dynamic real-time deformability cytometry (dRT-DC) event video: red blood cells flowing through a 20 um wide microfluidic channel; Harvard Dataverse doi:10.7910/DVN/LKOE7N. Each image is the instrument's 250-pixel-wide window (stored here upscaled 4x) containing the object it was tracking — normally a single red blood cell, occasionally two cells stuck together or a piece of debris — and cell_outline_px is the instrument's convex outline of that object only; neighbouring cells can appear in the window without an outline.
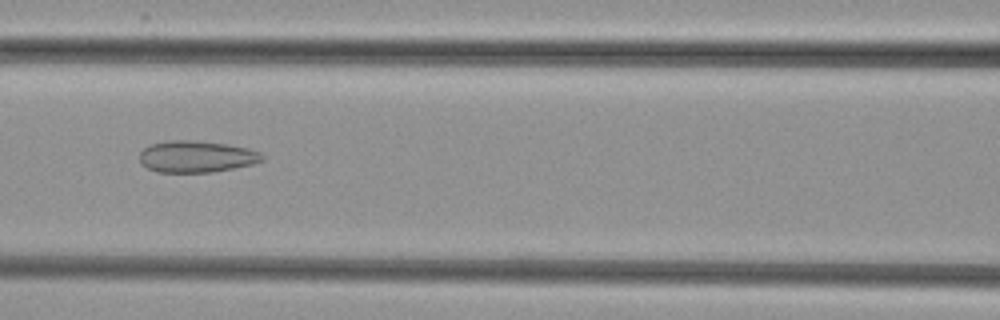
{"species": "common noctule bat (a hibernating species)", "species_latin": "Nyctalus noctula", "temperature_condition": "cold", "stored_images_in_passage": 48, "camera_frame_rate_fps": 3000, "um_per_image_px": 0.085, "animal": {"sex": "female", "body_mass_g": 29.2, "forearm_length_mm": 56.3}, "frame": {"image": 1, "passage_image": 19, "time_ms": 6.0, "image_size_px": [1000, 320], "cell_outline_px": [[264, 160], [252, 164], [212, 172], [156, 172], [140, 164], [140, 152], [148, 144], [168, 140], [196, 140], [228, 144], [248, 148], [260, 152], [264, 156]], "centroid_in_image_um": [16.67, 13.3], "position_along_channel_um": 149.9, "area_um2": 22.83}}
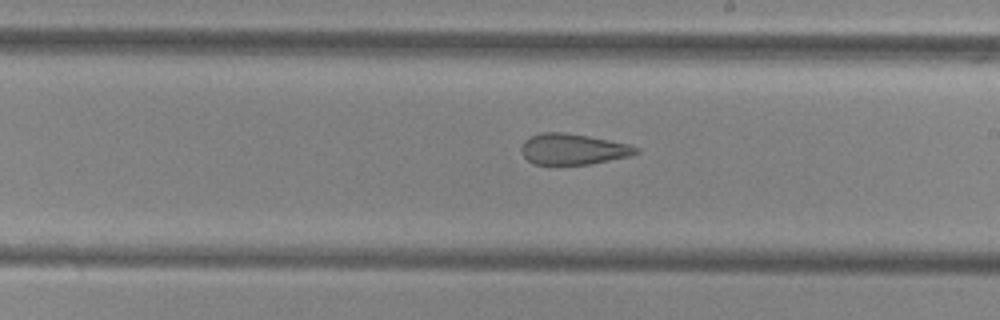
{"frame": {"image": 2, "passage_image": 26, "time_ms": 8.333, "image_size_px": [1000, 320], "cell_outline_px": [[640, 152], [628, 156], [592, 164], [532, 164], [520, 152], [520, 148], [524, 140], [528, 136], [540, 132], [564, 132], [588, 136], [628, 144], [640, 148]], "centroid_in_image_um": [48.66, 12.67], "position_along_channel_um": 240.3, "area_um2": 20.75}}
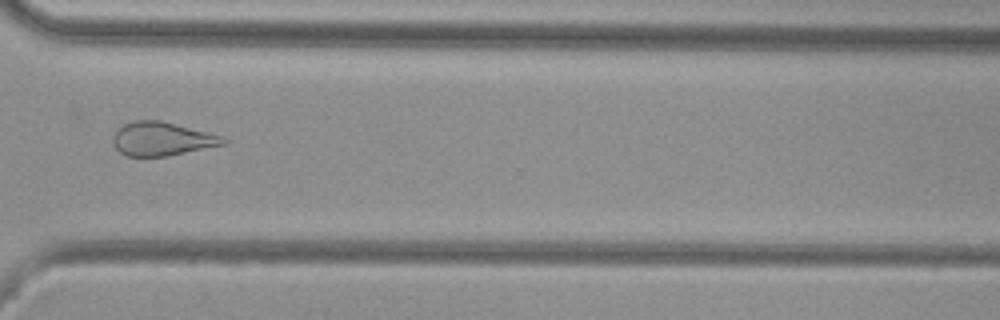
{"frame": {"image": 3, "passage_image": 35, "time_ms": 11.333, "image_size_px": [1000, 320], "cell_outline_px": [[228, 140], [224, 144], [168, 156], [128, 156], [120, 152], [112, 144], [112, 136], [124, 124], [132, 120], [160, 120], [208, 132], [220, 136]], "centroid_in_image_um": [13.73, 11.8], "position_along_channel_um": 356.9, "area_um2": 21.44}}